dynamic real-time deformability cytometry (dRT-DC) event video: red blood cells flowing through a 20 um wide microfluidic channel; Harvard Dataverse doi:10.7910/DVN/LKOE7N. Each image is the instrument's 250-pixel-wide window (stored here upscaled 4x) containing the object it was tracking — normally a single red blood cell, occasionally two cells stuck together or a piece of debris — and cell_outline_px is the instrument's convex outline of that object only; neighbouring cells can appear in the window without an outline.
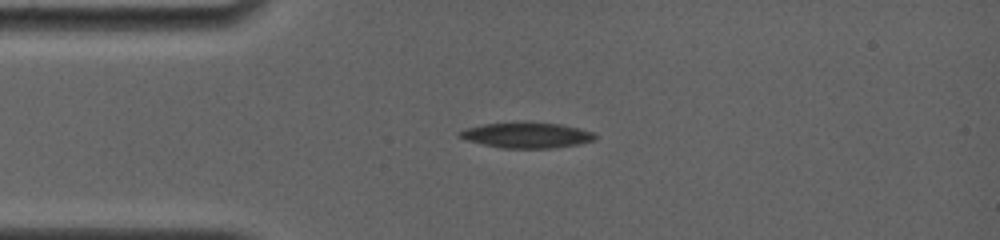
{"species": "common noctule bat (a hibernating species)", "species_latin": "Nyctalus noctula", "temperature_condition": "room temperature", "stored_images_in_passage": 26, "camera_frame_rate_fps": 4000, "um_per_image_px": 0.085, "animal": {"sex": "female", "body_mass_g": 19.0, "forearm_length_mm": 56.7}, "frame": {"image": 1, "passage_image": 2, "time_ms": 1.0, "image_size_px": [1000, 240], "cell_outline_px": [[596, 140], [576, 144], [552, 148], [500, 148], [464, 140], [456, 136], [456, 132], [464, 128], [484, 124], [520, 120], [528, 120], [560, 124], [580, 128], [596, 132]], "centroid_in_image_um": [44.71, 11.45], "position_along_channel_um": 40.3, "area_um2": 21.04}}
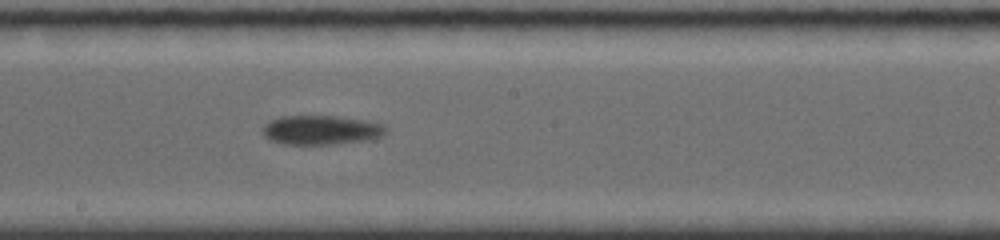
{"frame": {"image": 2, "passage_image": 12, "time_ms": 6.5, "image_size_px": [1000, 240], "cell_outline_px": [[388, 132], [372, 140], [332, 144], [284, 144], [272, 140], [264, 136], [264, 124], [268, 120], [280, 116], [336, 116], [364, 120], [384, 124]], "centroid_in_image_um": [27.32, 11.05], "position_along_channel_um": 220.9, "area_um2": 21.1}}
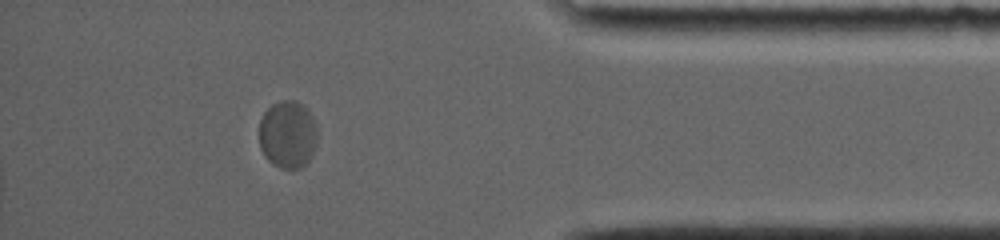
{"frame": {"image": 3, "passage_image": 23, "time_ms": 12.25, "image_size_px": [1000, 240], "cell_outline_px": [[320, 132], [312, 156], [300, 168], [280, 168], [272, 164], [264, 156], [260, 148], [260, 120], [264, 112], [272, 104], [280, 100], [296, 100], [308, 108]], "centroid_in_image_um": [24.49, 11.41], "position_along_channel_um": 410.7, "area_um2": 23.41}}